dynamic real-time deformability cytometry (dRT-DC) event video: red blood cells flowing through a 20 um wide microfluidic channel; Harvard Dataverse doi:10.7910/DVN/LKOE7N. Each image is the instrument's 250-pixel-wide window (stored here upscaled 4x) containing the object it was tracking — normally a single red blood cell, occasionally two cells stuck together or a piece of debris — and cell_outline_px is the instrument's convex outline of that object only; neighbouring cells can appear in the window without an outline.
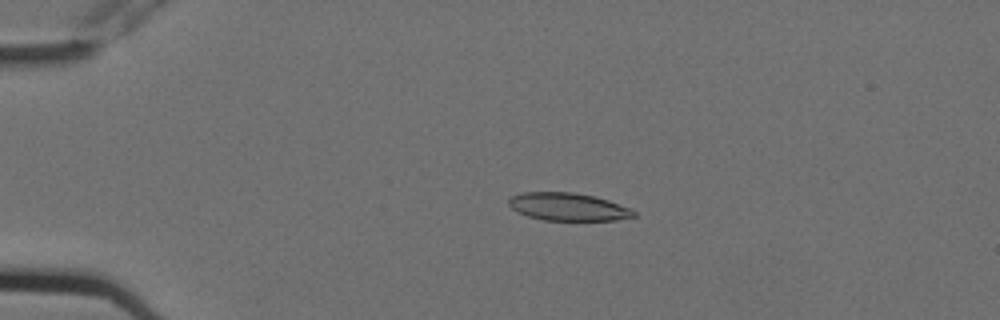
{"species": "Egyptian fruit bat (a non-hibernating species)", "species_latin": "Rousettus aegyptiacus", "temperature_condition": "cold", "stored_images_in_passage": 8, "camera_frame_rate_fps": 3000, "um_per_image_px": 0.085, "animal": {"sex": "female"}, "frame": {"image": 1, "passage_image": 3, "time_ms": 0.667, "image_size_px": [1000, 320], "cell_outline_px": [[636, 216], [616, 220], [544, 220], [528, 216], [516, 212], [508, 204], [508, 200], [512, 196], [524, 192], [572, 192], [596, 196], [632, 208], [636, 212]], "centroid_in_image_um": [48.31, 17.57], "position_along_channel_um": 36.7, "area_um2": 20.35}}
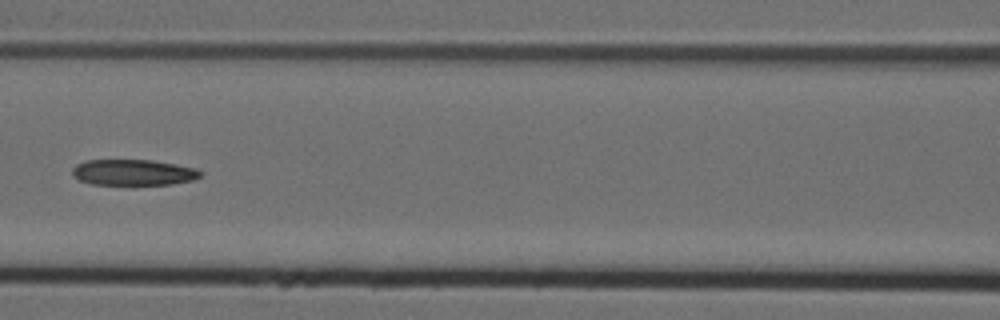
{"frame": {"image": 2, "passage_image": 7, "time_ms": 2.0, "image_size_px": [1000, 320], "cell_outline_px": [[204, 172], [200, 176], [192, 180], [172, 184], [132, 188], [92, 184], [80, 180], [72, 176], [72, 168], [76, 164], [84, 160], [152, 160], [176, 164], [196, 168]], "centroid_in_image_um": [11.32, 14.7], "position_along_channel_um": 155.3, "area_um2": 20.52}}
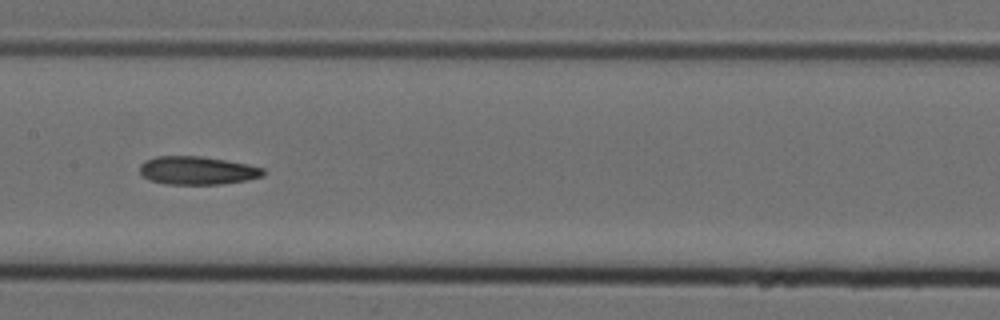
{"frame": {"image": 3, "passage_image": 8, "time_ms": 2.333, "image_size_px": [1000, 320], "cell_outline_px": [[264, 176], [248, 180], [220, 184], [164, 184], [148, 180], [140, 172], [140, 164], [144, 160], [156, 156], [200, 156], [248, 164], [264, 168]], "centroid_in_image_um": [16.76, 14.49], "position_along_channel_um": 190.6, "area_um2": 20.4}}